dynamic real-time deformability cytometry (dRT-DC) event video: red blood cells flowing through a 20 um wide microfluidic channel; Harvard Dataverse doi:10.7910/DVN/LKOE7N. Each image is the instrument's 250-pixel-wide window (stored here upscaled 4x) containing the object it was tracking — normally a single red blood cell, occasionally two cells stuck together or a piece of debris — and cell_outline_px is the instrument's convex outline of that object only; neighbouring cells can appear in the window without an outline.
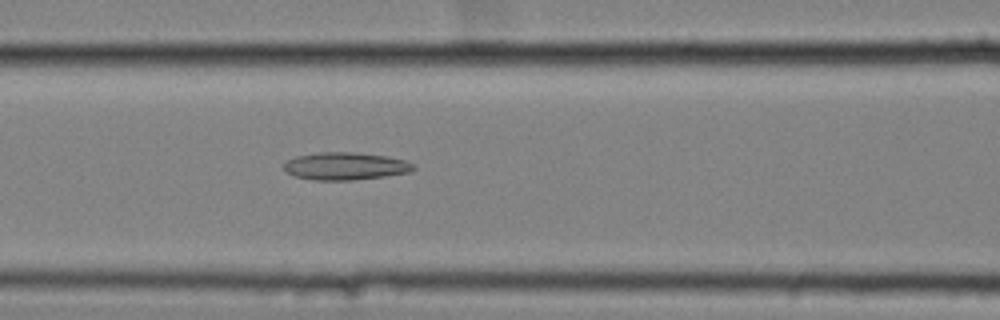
{"species": "common noctule bat (a hibernating species)", "species_latin": "Nyctalus noctula", "temperature_condition": "cold", "stored_images_in_passage": 45, "camera_frame_rate_fps": 3000, "um_per_image_px": 0.085, "animal": {"sex": "female", "body_mass_g": 25.1}, "frame": {"image": 1, "passage_image": 13, "time_ms": 4.0, "image_size_px": [1000, 320], "cell_outline_px": [[416, 168], [412, 172], [384, 176], [352, 180], [312, 180], [296, 176], [288, 172], [284, 168], [284, 164], [288, 160], [296, 156], [320, 152], [352, 152], [388, 156], [408, 160], [416, 164]], "centroid_in_image_um": [29.44, 14.11], "position_along_channel_um": 137.2, "area_um2": 20.92}}
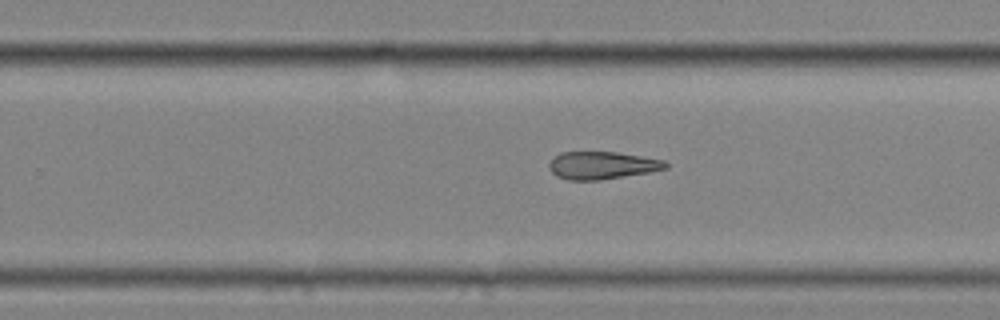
{"frame": {"image": 2, "passage_image": 25, "time_ms": 8.0, "image_size_px": [1000, 320], "cell_outline_px": [[668, 168], [648, 172], [600, 180], [568, 180], [556, 176], [552, 172], [548, 164], [552, 156], [560, 152], [616, 152], [664, 160], [668, 164]], "centroid_in_image_um": [51.13, 14.05], "position_along_channel_um": 278.7, "area_um2": 18.73}}
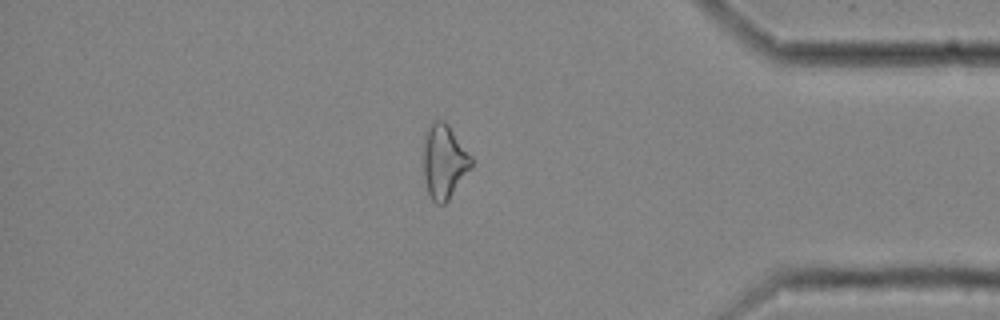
{"frame": {"image": 3, "passage_image": 37, "time_ms": 12.0, "image_size_px": [1000, 320], "cell_outline_px": [[472, 168], [448, 200], [444, 204], [436, 204], [432, 200], [428, 192], [424, 176], [424, 144], [428, 128], [432, 120], [444, 120], [448, 124], [472, 156]], "centroid_in_image_um": [37.77, 13.73], "position_along_channel_um": 397.4, "area_um2": 20.63}}